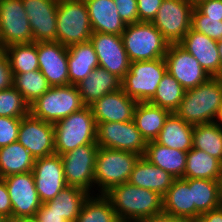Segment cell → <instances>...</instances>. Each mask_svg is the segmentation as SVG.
<instances>
[{"instance_id":"6da1fadb","label":"cell","mask_w":222,"mask_h":222,"mask_svg":"<svg viewBox=\"0 0 222 222\" xmlns=\"http://www.w3.org/2000/svg\"><path fill=\"white\" fill-rule=\"evenodd\" d=\"M120 222H141L163 211V196L129 182L116 185L104 194Z\"/></svg>"},{"instance_id":"7a4b0ae2","label":"cell","mask_w":222,"mask_h":222,"mask_svg":"<svg viewBox=\"0 0 222 222\" xmlns=\"http://www.w3.org/2000/svg\"><path fill=\"white\" fill-rule=\"evenodd\" d=\"M222 104V77H210L199 86L185 90L179 107L174 112L190 125L213 123Z\"/></svg>"},{"instance_id":"3957f363","label":"cell","mask_w":222,"mask_h":222,"mask_svg":"<svg viewBox=\"0 0 222 222\" xmlns=\"http://www.w3.org/2000/svg\"><path fill=\"white\" fill-rule=\"evenodd\" d=\"M140 155L129 151L99 147L94 173V192L105 194L112 187L129 181ZM96 187V188H95Z\"/></svg>"},{"instance_id":"277c9868","label":"cell","mask_w":222,"mask_h":222,"mask_svg":"<svg viewBox=\"0 0 222 222\" xmlns=\"http://www.w3.org/2000/svg\"><path fill=\"white\" fill-rule=\"evenodd\" d=\"M97 125L90 106L54 123L55 153L62 155L86 144L96 143Z\"/></svg>"},{"instance_id":"5b68a950","label":"cell","mask_w":222,"mask_h":222,"mask_svg":"<svg viewBox=\"0 0 222 222\" xmlns=\"http://www.w3.org/2000/svg\"><path fill=\"white\" fill-rule=\"evenodd\" d=\"M121 38L130 62L164 58L169 46L152 22L127 24Z\"/></svg>"},{"instance_id":"8992f818","label":"cell","mask_w":222,"mask_h":222,"mask_svg":"<svg viewBox=\"0 0 222 222\" xmlns=\"http://www.w3.org/2000/svg\"><path fill=\"white\" fill-rule=\"evenodd\" d=\"M57 42L64 46L90 41L92 27L84 0H61L57 7Z\"/></svg>"},{"instance_id":"52a82bcc","label":"cell","mask_w":222,"mask_h":222,"mask_svg":"<svg viewBox=\"0 0 222 222\" xmlns=\"http://www.w3.org/2000/svg\"><path fill=\"white\" fill-rule=\"evenodd\" d=\"M85 107L77 86L50 87L30 105V114L45 122L56 123Z\"/></svg>"},{"instance_id":"ba28073f","label":"cell","mask_w":222,"mask_h":222,"mask_svg":"<svg viewBox=\"0 0 222 222\" xmlns=\"http://www.w3.org/2000/svg\"><path fill=\"white\" fill-rule=\"evenodd\" d=\"M166 72L164 58L131 62L129 71L122 79L121 88L137 102H149Z\"/></svg>"},{"instance_id":"9c48e42d","label":"cell","mask_w":222,"mask_h":222,"mask_svg":"<svg viewBox=\"0 0 222 222\" xmlns=\"http://www.w3.org/2000/svg\"><path fill=\"white\" fill-rule=\"evenodd\" d=\"M98 149L97 144H86L60 155L67 186H76L95 194L94 173Z\"/></svg>"},{"instance_id":"30bf717a","label":"cell","mask_w":222,"mask_h":222,"mask_svg":"<svg viewBox=\"0 0 222 222\" xmlns=\"http://www.w3.org/2000/svg\"><path fill=\"white\" fill-rule=\"evenodd\" d=\"M193 9L188 0H163L152 24L169 44H178L191 28Z\"/></svg>"},{"instance_id":"8fae6325","label":"cell","mask_w":222,"mask_h":222,"mask_svg":"<svg viewBox=\"0 0 222 222\" xmlns=\"http://www.w3.org/2000/svg\"><path fill=\"white\" fill-rule=\"evenodd\" d=\"M96 143L98 147L129 151L140 156H144L147 147L133 120L98 123Z\"/></svg>"},{"instance_id":"7c38bea8","label":"cell","mask_w":222,"mask_h":222,"mask_svg":"<svg viewBox=\"0 0 222 222\" xmlns=\"http://www.w3.org/2000/svg\"><path fill=\"white\" fill-rule=\"evenodd\" d=\"M33 35L22 0H0V45L29 44Z\"/></svg>"},{"instance_id":"4fadbf2b","label":"cell","mask_w":222,"mask_h":222,"mask_svg":"<svg viewBox=\"0 0 222 222\" xmlns=\"http://www.w3.org/2000/svg\"><path fill=\"white\" fill-rule=\"evenodd\" d=\"M164 60L167 72L171 74L185 90L195 88L211 77L201 67L194 56L179 44H169Z\"/></svg>"},{"instance_id":"5bb4252c","label":"cell","mask_w":222,"mask_h":222,"mask_svg":"<svg viewBox=\"0 0 222 222\" xmlns=\"http://www.w3.org/2000/svg\"><path fill=\"white\" fill-rule=\"evenodd\" d=\"M12 204V218L34 217L41 207L33 172L12 174L3 178Z\"/></svg>"},{"instance_id":"9a60e30c","label":"cell","mask_w":222,"mask_h":222,"mask_svg":"<svg viewBox=\"0 0 222 222\" xmlns=\"http://www.w3.org/2000/svg\"><path fill=\"white\" fill-rule=\"evenodd\" d=\"M37 159L55 153L54 124L33 117L21 118L18 140Z\"/></svg>"},{"instance_id":"2e32d148","label":"cell","mask_w":222,"mask_h":222,"mask_svg":"<svg viewBox=\"0 0 222 222\" xmlns=\"http://www.w3.org/2000/svg\"><path fill=\"white\" fill-rule=\"evenodd\" d=\"M90 42L97 54L99 67L122 80L129 71L131 62L123 46L121 35L92 32Z\"/></svg>"},{"instance_id":"e0dca14e","label":"cell","mask_w":222,"mask_h":222,"mask_svg":"<svg viewBox=\"0 0 222 222\" xmlns=\"http://www.w3.org/2000/svg\"><path fill=\"white\" fill-rule=\"evenodd\" d=\"M39 70L50 87L69 85L67 46L57 41L36 42Z\"/></svg>"},{"instance_id":"ac0fdd59","label":"cell","mask_w":222,"mask_h":222,"mask_svg":"<svg viewBox=\"0 0 222 222\" xmlns=\"http://www.w3.org/2000/svg\"><path fill=\"white\" fill-rule=\"evenodd\" d=\"M32 172L41 203L52 200L67 186L59 154L35 159Z\"/></svg>"},{"instance_id":"d6986e66","label":"cell","mask_w":222,"mask_h":222,"mask_svg":"<svg viewBox=\"0 0 222 222\" xmlns=\"http://www.w3.org/2000/svg\"><path fill=\"white\" fill-rule=\"evenodd\" d=\"M33 42L57 41V0H22Z\"/></svg>"},{"instance_id":"ffe728a7","label":"cell","mask_w":222,"mask_h":222,"mask_svg":"<svg viewBox=\"0 0 222 222\" xmlns=\"http://www.w3.org/2000/svg\"><path fill=\"white\" fill-rule=\"evenodd\" d=\"M138 102L126 95L123 89L97 99L90 108L96 125L105 122L132 121Z\"/></svg>"},{"instance_id":"44dd1931","label":"cell","mask_w":222,"mask_h":222,"mask_svg":"<svg viewBox=\"0 0 222 222\" xmlns=\"http://www.w3.org/2000/svg\"><path fill=\"white\" fill-rule=\"evenodd\" d=\"M178 44L193 55L211 77H221V60L217 41L190 28Z\"/></svg>"},{"instance_id":"7402d4cb","label":"cell","mask_w":222,"mask_h":222,"mask_svg":"<svg viewBox=\"0 0 222 222\" xmlns=\"http://www.w3.org/2000/svg\"><path fill=\"white\" fill-rule=\"evenodd\" d=\"M175 177L158 166L153 165L147 158L140 156L131 172L129 183L134 186L152 190L164 196L172 186Z\"/></svg>"},{"instance_id":"603a6c76","label":"cell","mask_w":222,"mask_h":222,"mask_svg":"<svg viewBox=\"0 0 222 222\" xmlns=\"http://www.w3.org/2000/svg\"><path fill=\"white\" fill-rule=\"evenodd\" d=\"M93 32L121 35L126 23L118 14L114 0H84Z\"/></svg>"},{"instance_id":"cb8c5ba5","label":"cell","mask_w":222,"mask_h":222,"mask_svg":"<svg viewBox=\"0 0 222 222\" xmlns=\"http://www.w3.org/2000/svg\"><path fill=\"white\" fill-rule=\"evenodd\" d=\"M121 83L122 80L115 74L97 67L76 86L84 105L90 106L104 95L121 89Z\"/></svg>"},{"instance_id":"d4e9b609","label":"cell","mask_w":222,"mask_h":222,"mask_svg":"<svg viewBox=\"0 0 222 222\" xmlns=\"http://www.w3.org/2000/svg\"><path fill=\"white\" fill-rule=\"evenodd\" d=\"M163 211L175 217L195 221V205L192 203L191 179L175 178L163 196Z\"/></svg>"},{"instance_id":"484cf974","label":"cell","mask_w":222,"mask_h":222,"mask_svg":"<svg viewBox=\"0 0 222 222\" xmlns=\"http://www.w3.org/2000/svg\"><path fill=\"white\" fill-rule=\"evenodd\" d=\"M69 85H77L99 67L97 54L93 44L88 41L67 47Z\"/></svg>"},{"instance_id":"4316f807","label":"cell","mask_w":222,"mask_h":222,"mask_svg":"<svg viewBox=\"0 0 222 222\" xmlns=\"http://www.w3.org/2000/svg\"><path fill=\"white\" fill-rule=\"evenodd\" d=\"M193 129V125L171 113L154 141L162 146L188 152L193 148Z\"/></svg>"},{"instance_id":"83f0119b","label":"cell","mask_w":222,"mask_h":222,"mask_svg":"<svg viewBox=\"0 0 222 222\" xmlns=\"http://www.w3.org/2000/svg\"><path fill=\"white\" fill-rule=\"evenodd\" d=\"M144 157L175 178H183L186 169L187 152L162 146L155 141L147 142Z\"/></svg>"},{"instance_id":"f1b7e54d","label":"cell","mask_w":222,"mask_h":222,"mask_svg":"<svg viewBox=\"0 0 222 222\" xmlns=\"http://www.w3.org/2000/svg\"><path fill=\"white\" fill-rule=\"evenodd\" d=\"M170 114L168 110L149 102H138L133 121L146 142H150L157 138Z\"/></svg>"},{"instance_id":"f546056e","label":"cell","mask_w":222,"mask_h":222,"mask_svg":"<svg viewBox=\"0 0 222 222\" xmlns=\"http://www.w3.org/2000/svg\"><path fill=\"white\" fill-rule=\"evenodd\" d=\"M35 158L18 141L0 148V178L33 170Z\"/></svg>"},{"instance_id":"4dcf8cb0","label":"cell","mask_w":222,"mask_h":222,"mask_svg":"<svg viewBox=\"0 0 222 222\" xmlns=\"http://www.w3.org/2000/svg\"><path fill=\"white\" fill-rule=\"evenodd\" d=\"M89 195L90 193L76 186H66L52 200L44 204L51 211H56L64 216L68 222H75Z\"/></svg>"},{"instance_id":"1f68e13d","label":"cell","mask_w":222,"mask_h":222,"mask_svg":"<svg viewBox=\"0 0 222 222\" xmlns=\"http://www.w3.org/2000/svg\"><path fill=\"white\" fill-rule=\"evenodd\" d=\"M222 163L203 150L191 148L187 152L186 169L184 179H209L217 180Z\"/></svg>"},{"instance_id":"d6a6232c","label":"cell","mask_w":222,"mask_h":222,"mask_svg":"<svg viewBox=\"0 0 222 222\" xmlns=\"http://www.w3.org/2000/svg\"><path fill=\"white\" fill-rule=\"evenodd\" d=\"M96 195V196H95ZM75 222H120L111 201L104 194H90Z\"/></svg>"},{"instance_id":"836d02e7","label":"cell","mask_w":222,"mask_h":222,"mask_svg":"<svg viewBox=\"0 0 222 222\" xmlns=\"http://www.w3.org/2000/svg\"><path fill=\"white\" fill-rule=\"evenodd\" d=\"M8 58L12 74L39 70L36 42L15 44L3 48Z\"/></svg>"},{"instance_id":"e575fe53","label":"cell","mask_w":222,"mask_h":222,"mask_svg":"<svg viewBox=\"0 0 222 222\" xmlns=\"http://www.w3.org/2000/svg\"><path fill=\"white\" fill-rule=\"evenodd\" d=\"M191 196L196 220L202 213L219 207L217 180L191 179Z\"/></svg>"},{"instance_id":"d590c367","label":"cell","mask_w":222,"mask_h":222,"mask_svg":"<svg viewBox=\"0 0 222 222\" xmlns=\"http://www.w3.org/2000/svg\"><path fill=\"white\" fill-rule=\"evenodd\" d=\"M193 148L205 151L222 163V129L215 123L195 125Z\"/></svg>"},{"instance_id":"8d00e7d4","label":"cell","mask_w":222,"mask_h":222,"mask_svg":"<svg viewBox=\"0 0 222 222\" xmlns=\"http://www.w3.org/2000/svg\"><path fill=\"white\" fill-rule=\"evenodd\" d=\"M184 94L185 89L182 85L166 72L149 103L174 113L179 107Z\"/></svg>"},{"instance_id":"74e56055","label":"cell","mask_w":222,"mask_h":222,"mask_svg":"<svg viewBox=\"0 0 222 222\" xmlns=\"http://www.w3.org/2000/svg\"><path fill=\"white\" fill-rule=\"evenodd\" d=\"M13 86L20 92L29 105L40 98L50 88L40 70L13 74Z\"/></svg>"},{"instance_id":"f35d334b","label":"cell","mask_w":222,"mask_h":222,"mask_svg":"<svg viewBox=\"0 0 222 222\" xmlns=\"http://www.w3.org/2000/svg\"><path fill=\"white\" fill-rule=\"evenodd\" d=\"M29 114L30 105L14 86L0 90L1 117L23 118Z\"/></svg>"},{"instance_id":"ab89813d","label":"cell","mask_w":222,"mask_h":222,"mask_svg":"<svg viewBox=\"0 0 222 222\" xmlns=\"http://www.w3.org/2000/svg\"><path fill=\"white\" fill-rule=\"evenodd\" d=\"M191 28L214 41L222 40V18L205 16L196 7L192 11Z\"/></svg>"},{"instance_id":"60d3db41","label":"cell","mask_w":222,"mask_h":222,"mask_svg":"<svg viewBox=\"0 0 222 222\" xmlns=\"http://www.w3.org/2000/svg\"><path fill=\"white\" fill-rule=\"evenodd\" d=\"M21 118L0 116V148L17 142Z\"/></svg>"},{"instance_id":"b9f144b4","label":"cell","mask_w":222,"mask_h":222,"mask_svg":"<svg viewBox=\"0 0 222 222\" xmlns=\"http://www.w3.org/2000/svg\"><path fill=\"white\" fill-rule=\"evenodd\" d=\"M118 14L127 24L139 22L137 0H114Z\"/></svg>"},{"instance_id":"7bdbcfd3","label":"cell","mask_w":222,"mask_h":222,"mask_svg":"<svg viewBox=\"0 0 222 222\" xmlns=\"http://www.w3.org/2000/svg\"><path fill=\"white\" fill-rule=\"evenodd\" d=\"M163 0H137L140 22H152Z\"/></svg>"},{"instance_id":"ee69618b","label":"cell","mask_w":222,"mask_h":222,"mask_svg":"<svg viewBox=\"0 0 222 222\" xmlns=\"http://www.w3.org/2000/svg\"><path fill=\"white\" fill-rule=\"evenodd\" d=\"M13 86V74L7 56L4 52L0 54V90Z\"/></svg>"},{"instance_id":"f6af8a7d","label":"cell","mask_w":222,"mask_h":222,"mask_svg":"<svg viewBox=\"0 0 222 222\" xmlns=\"http://www.w3.org/2000/svg\"><path fill=\"white\" fill-rule=\"evenodd\" d=\"M196 8L205 16L222 18V0H206Z\"/></svg>"},{"instance_id":"bcb514c9","label":"cell","mask_w":222,"mask_h":222,"mask_svg":"<svg viewBox=\"0 0 222 222\" xmlns=\"http://www.w3.org/2000/svg\"><path fill=\"white\" fill-rule=\"evenodd\" d=\"M0 214L9 220L12 219V204L3 178H0Z\"/></svg>"},{"instance_id":"7dc6e473","label":"cell","mask_w":222,"mask_h":222,"mask_svg":"<svg viewBox=\"0 0 222 222\" xmlns=\"http://www.w3.org/2000/svg\"><path fill=\"white\" fill-rule=\"evenodd\" d=\"M39 222H68L64 216L56 211H51L44 203L41 204L40 209L35 216Z\"/></svg>"},{"instance_id":"c3c4849f","label":"cell","mask_w":222,"mask_h":222,"mask_svg":"<svg viewBox=\"0 0 222 222\" xmlns=\"http://www.w3.org/2000/svg\"><path fill=\"white\" fill-rule=\"evenodd\" d=\"M141 222H194V221L189 220V219L175 217L171 214H168L162 211L158 214L152 215L142 220Z\"/></svg>"},{"instance_id":"681fc988","label":"cell","mask_w":222,"mask_h":222,"mask_svg":"<svg viewBox=\"0 0 222 222\" xmlns=\"http://www.w3.org/2000/svg\"><path fill=\"white\" fill-rule=\"evenodd\" d=\"M194 222H222V208L217 207L202 213Z\"/></svg>"},{"instance_id":"f907efd6","label":"cell","mask_w":222,"mask_h":222,"mask_svg":"<svg viewBox=\"0 0 222 222\" xmlns=\"http://www.w3.org/2000/svg\"><path fill=\"white\" fill-rule=\"evenodd\" d=\"M217 185H218L219 207L222 208V169L220 171L219 177L217 178Z\"/></svg>"},{"instance_id":"816d5d0a","label":"cell","mask_w":222,"mask_h":222,"mask_svg":"<svg viewBox=\"0 0 222 222\" xmlns=\"http://www.w3.org/2000/svg\"><path fill=\"white\" fill-rule=\"evenodd\" d=\"M9 222H39L38 219L34 217H18L12 218Z\"/></svg>"},{"instance_id":"f5cc1de1","label":"cell","mask_w":222,"mask_h":222,"mask_svg":"<svg viewBox=\"0 0 222 222\" xmlns=\"http://www.w3.org/2000/svg\"><path fill=\"white\" fill-rule=\"evenodd\" d=\"M213 123H215L217 126H219L222 129V104L217 110Z\"/></svg>"},{"instance_id":"db71d44e","label":"cell","mask_w":222,"mask_h":222,"mask_svg":"<svg viewBox=\"0 0 222 222\" xmlns=\"http://www.w3.org/2000/svg\"><path fill=\"white\" fill-rule=\"evenodd\" d=\"M217 48H218L219 57L221 60V77H222V40L217 42Z\"/></svg>"},{"instance_id":"11a10c76","label":"cell","mask_w":222,"mask_h":222,"mask_svg":"<svg viewBox=\"0 0 222 222\" xmlns=\"http://www.w3.org/2000/svg\"><path fill=\"white\" fill-rule=\"evenodd\" d=\"M194 7L199 5L201 2H204L206 0H188Z\"/></svg>"},{"instance_id":"9f6ffc18","label":"cell","mask_w":222,"mask_h":222,"mask_svg":"<svg viewBox=\"0 0 222 222\" xmlns=\"http://www.w3.org/2000/svg\"><path fill=\"white\" fill-rule=\"evenodd\" d=\"M0 222H9V219L0 214Z\"/></svg>"},{"instance_id":"6f0895ef","label":"cell","mask_w":222,"mask_h":222,"mask_svg":"<svg viewBox=\"0 0 222 222\" xmlns=\"http://www.w3.org/2000/svg\"><path fill=\"white\" fill-rule=\"evenodd\" d=\"M3 52V48L2 46L0 45V54Z\"/></svg>"}]
</instances>
